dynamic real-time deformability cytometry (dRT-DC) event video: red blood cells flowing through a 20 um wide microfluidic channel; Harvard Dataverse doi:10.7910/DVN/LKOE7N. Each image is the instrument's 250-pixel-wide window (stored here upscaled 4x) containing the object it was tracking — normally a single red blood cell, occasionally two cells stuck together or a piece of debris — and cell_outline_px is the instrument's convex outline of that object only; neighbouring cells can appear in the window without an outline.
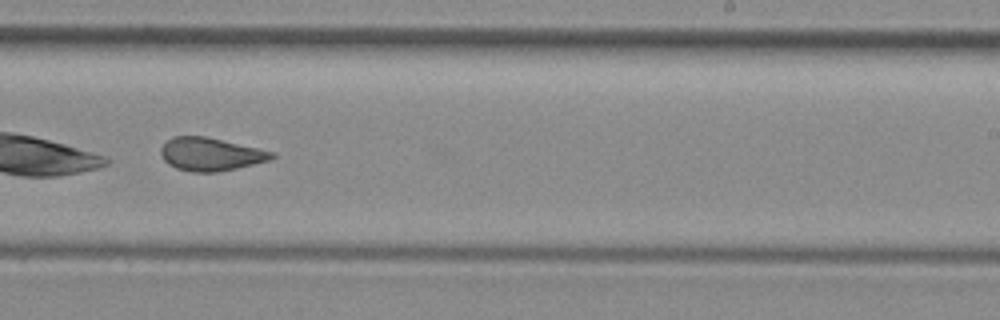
{"species": "common noctule bat (a hibernating species)", "species_latin": "Nyctalus noctula", "temperature_condition": "room temperature", "stored_images_in_passage": 32, "camera_frame_rate_fps": 3000, "um_per_image_px": 0.085, "animal": {"sex": "female", "body_mass_g": 29.2, "forearm_length_mm": 56.3}, "frame": {"image": 1, "passage_image": 18, "time_ms": 5.667, "image_size_px": [1000, 320], "cell_outline_px": [[276, 156], [268, 160], [236, 168], [216, 172], [192, 172], [176, 168], [168, 164], [160, 156], [160, 148], [172, 136], [204, 136], [276, 152]], "centroid_in_image_um": [17.87, 13.11], "position_along_channel_um": 271.1, "area_um2": 21.27}, "authors_computed_cell_mechanics": {"area_um2": 21.7906, "velocity_mm_per_s": 4.0944, "shape_relaxation_time_tau1_ms": null, "shape_relaxation_time_tau2_ms": 1.4064, "deformation_change_tau1": null, "deformation_change_tau2": 0.0845}}